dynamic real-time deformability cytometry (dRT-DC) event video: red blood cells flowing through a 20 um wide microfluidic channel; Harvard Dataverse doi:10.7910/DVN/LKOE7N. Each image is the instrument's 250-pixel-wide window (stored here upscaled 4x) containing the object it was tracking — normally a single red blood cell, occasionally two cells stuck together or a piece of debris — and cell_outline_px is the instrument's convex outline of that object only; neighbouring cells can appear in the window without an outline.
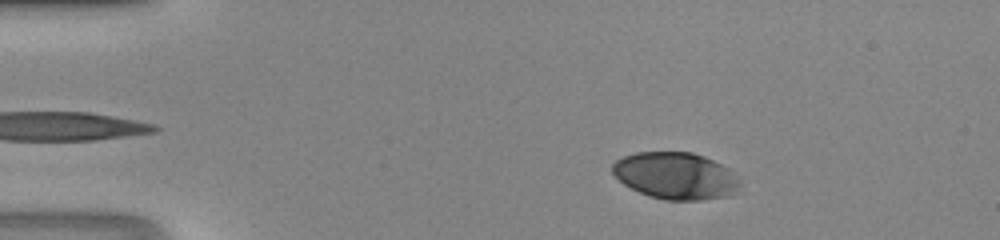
{"species": "human", "species_latin": "Homo sapiens", "temperature_condition": "room temperature", "stored_images_in_passage": 45, "camera_frame_rate_fps": 3000, "um_per_image_px": 0.085, "donor": {"sex": "male"}, "frame": {"image": 1, "passage_image": 6, "time_ms": 1.667, "image_size_px": [1000, 240], "cell_outline_px": [[740, 184], [736, 192], [728, 196], [700, 200], [664, 200], [648, 196], [624, 184], [612, 172], [612, 164], [616, 160], [624, 156], [636, 152], [692, 152], [704, 156], [728, 168], [732, 172]], "centroid_in_image_um": [57.41, 14.94], "position_along_channel_um": 27.6, "area_um2": 34.68}}
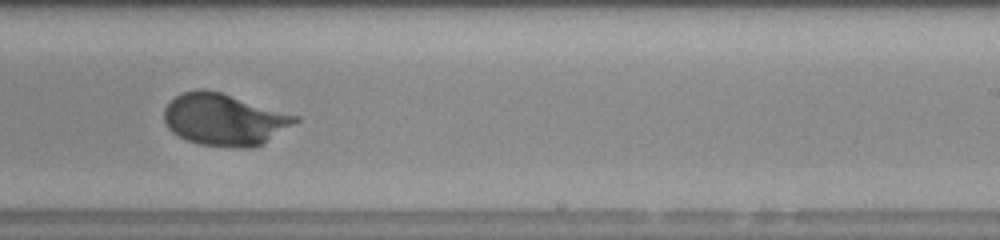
{"frame": {"image": 2, "passage_image": 28, "time_ms": 9.0, "image_size_px": [1000, 240], "cell_outline_px": [[300, 120], [264, 144], [252, 148], [240, 148], [200, 144], [188, 140], [172, 132], [168, 128], [164, 120], [164, 108], [180, 92], [200, 88], [220, 92], [300, 116]], "centroid_in_image_um": [19.09, 10.16], "position_along_channel_um": 269.9, "area_um2": 39.71}}
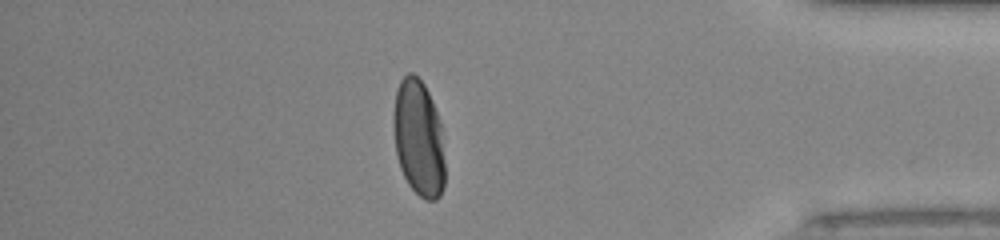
{"frame": {"image": 3, "passage_image": 39, "time_ms": 12.667, "image_size_px": [1000, 240], "cell_outline_px": [[444, 184], [440, 196], [436, 200], [424, 200], [408, 184], [400, 168], [396, 156], [392, 124], [392, 116], [396, 92], [400, 80], [408, 72], [412, 72], [424, 84], [432, 100], [440, 124], [444, 160]], "centroid_in_image_um": [35.55, 11.75], "position_along_channel_um": 399.6, "area_um2": 35.03}}